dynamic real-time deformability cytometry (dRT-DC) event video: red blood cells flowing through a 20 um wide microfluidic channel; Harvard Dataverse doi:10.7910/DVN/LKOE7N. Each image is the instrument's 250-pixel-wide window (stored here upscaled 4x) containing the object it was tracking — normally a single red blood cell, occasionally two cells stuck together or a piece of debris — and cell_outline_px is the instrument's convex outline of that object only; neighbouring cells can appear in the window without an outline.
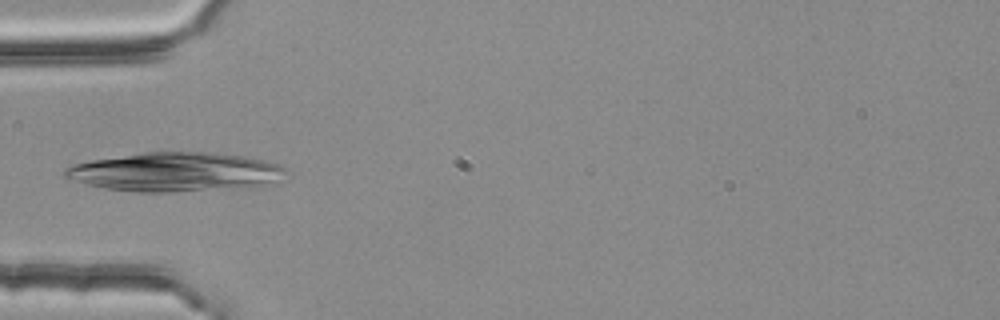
{"species": "common noctule bat (a hibernating species)", "species_latin": "Nyctalus noctula", "temperature_condition": "room temperature", "stored_images_in_passage": 4, "camera_frame_rate_fps": 3000, "um_per_image_px": 0.085, "animal": {"sex": "female", "body_mass_g": 25.1}, "frame": {"image": 1, "passage_image": 4, "time_ms": 1.0, "image_size_px": [1000, 320], "cell_outline_px": [[288, 172], [264, 184], [248, 188], [176, 192], [136, 192], [104, 188], [68, 180], [60, 172], [64, 168], [72, 164], [92, 160], [144, 152], [216, 152], [244, 156], [264, 160], [280, 164], [288, 168]], "centroid_in_image_um": [14.85, 14.62], "position_along_channel_um": 70.2, "area_um2": 50.75}}